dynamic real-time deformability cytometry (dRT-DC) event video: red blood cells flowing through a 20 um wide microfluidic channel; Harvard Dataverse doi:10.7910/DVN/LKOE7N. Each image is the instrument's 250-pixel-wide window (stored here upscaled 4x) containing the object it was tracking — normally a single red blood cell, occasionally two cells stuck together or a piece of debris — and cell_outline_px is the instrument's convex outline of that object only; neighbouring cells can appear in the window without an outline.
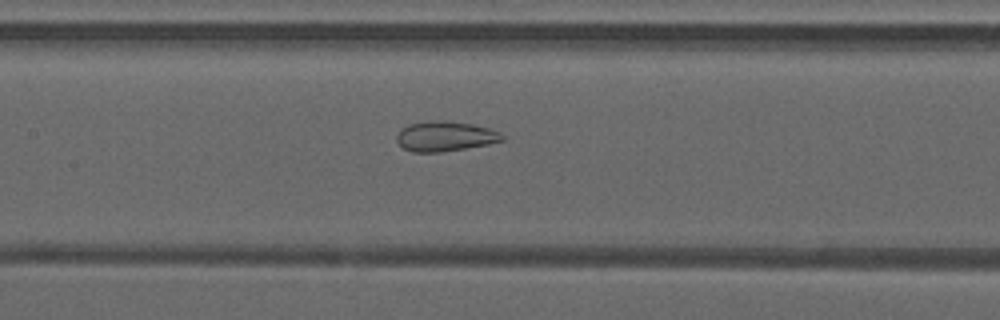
{"species": "common noctule bat (a hibernating species)", "species_latin": "Nyctalus noctula", "temperature_condition": "warm", "stored_images_in_passage": 47, "camera_frame_rate_fps": 3000, "um_per_image_px": 0.085, "animal": {"sex": "male", "forearm_length_mm": 52.5}, "frame": {"image": 1, "passage_image": 24, "time_ms": 7.667, "image_size_px": [1000, 320], "cell_outline_px": [[504, 140], [488, 144], [440, 152], [412, 152], [404, 148], [396, 140], [396, 136], [408, 124], [436, 120], [444, 120], [472, 124], [488, 128], [500, 132], [504, 136]], "centroid_in_image_um": [37.85, 11.58], "position_along_channel_um": 169.6, "area_um2": 18.21}}
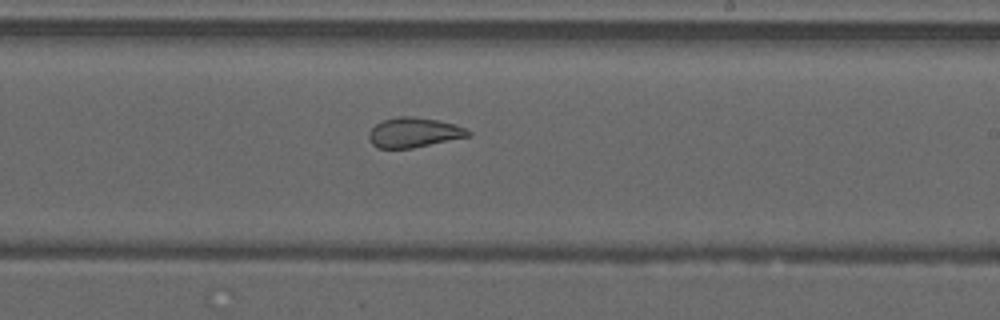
{"frame": {"image": 2, "passage_image": 30, "time_ms": 9.667, "image_size_px": [1000, 320], "cell_outline_px": [[472, 136], [412, 148], [376, 148], [372, 144], [368, 136], [368, 132], [376, 124], [384, 120], [396, 116], [412, 116], [436, 120], [456, 124], [472, 132]], "centroid_in_image_um": [35.19, 11.26], "position_along_channel_um": 253.8, "area_um2": 17.34}}
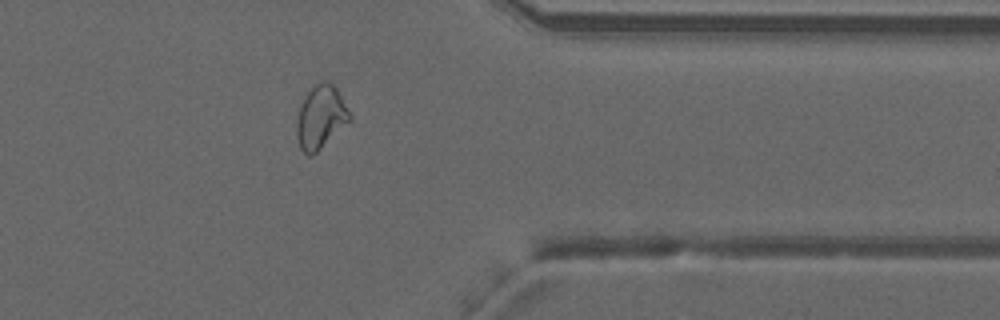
{"frame": {"image": 3, "passage_image": 40, "time_ms": 13.0, "image_size_px": [1000, 320], "cell_outline_px": [[352, 120], [312, 156], [308, 156], [300, 148], [296, 136], [296, 120], [300, 104], [308, 88], [312, 84], [320, 80], [328, 80], [336, 88], [352, 116]], "centroid_in_image_um": [27.24, 9.92], "position_along_channel_um": 384.2, "area_um2": 20.0}, "authors_computed_cell_mechanics": {"area_um2": 21.675, "velocity_mm_per_s": 4.2308, "shape_relaxation_time_tau1_ms": null, "shape_relaxation_time_tau2_ms": 1.3219, "deformation_change_tau1": null, "deformation_change_tau2": 0.0696}}